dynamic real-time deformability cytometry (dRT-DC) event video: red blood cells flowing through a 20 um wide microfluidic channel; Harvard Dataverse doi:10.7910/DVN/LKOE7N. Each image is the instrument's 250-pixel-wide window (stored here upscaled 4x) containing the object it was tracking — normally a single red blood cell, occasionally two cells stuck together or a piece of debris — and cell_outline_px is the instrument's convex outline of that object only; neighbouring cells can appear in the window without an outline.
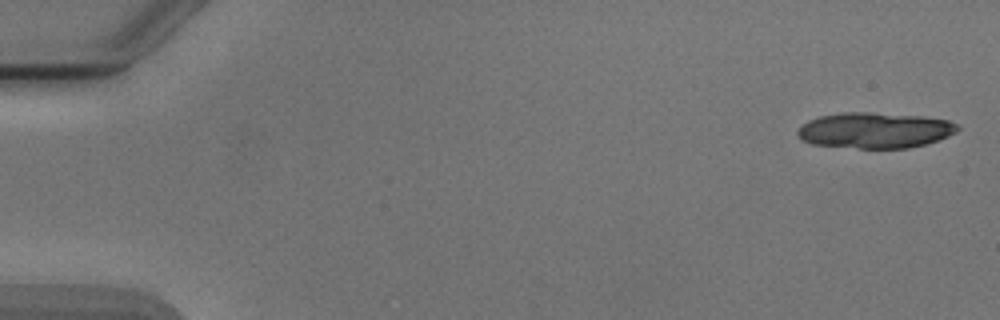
{"species": "Egyptian fruit bat (a non-hibernating species)", "species_latin": "Rousettus aegyptiacus", "temperature_condition": "cold", "stored_images_in_passage": 6, "camera_frame_rate_fps": 3000, "um_per_image_px": 0.085, "animal": {"sex": "male"}, "frame": {"image": 1, "passage_image": 1, "time_ms": 0.0, "image_size_px": [1000, 320], "cell_outline_px": [[960, 128], [956, 132], [948, 136], [924, 144], [908, 148], [860, 148], [812, 144], [796, 136], [796, 132], [808, 120], [820, 116], [840, 112], [868, 112], [924, 116], [948, 120], [960, 124]], "centroid_in_image_um": [74.38, 11.06], "position_along_channel_um": 10.6, "area_um2": 33.35}}